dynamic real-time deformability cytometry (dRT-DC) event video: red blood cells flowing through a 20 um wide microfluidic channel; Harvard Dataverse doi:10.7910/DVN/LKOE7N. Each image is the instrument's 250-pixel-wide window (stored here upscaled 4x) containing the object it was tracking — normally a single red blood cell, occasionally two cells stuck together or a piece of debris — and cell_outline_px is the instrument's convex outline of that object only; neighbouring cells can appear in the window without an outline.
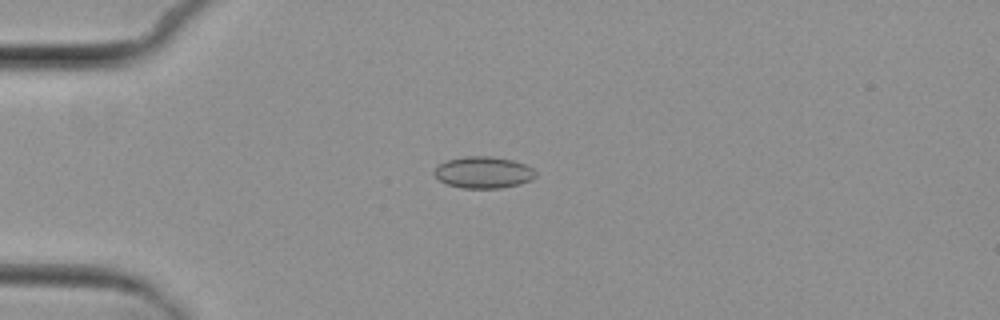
{"species": "common noctule bat (a hibernating species)", "species_latin": "Nyctalus noctula", "temperature_condition": "cold", "stored_images_in_passage": 5, "camera_frame_rate_fps": 3000, "um_per_image_px": 0.085, "animal": {"sex": "female", "body_mass_g": 29.2, "forearm_length_mm": 56.3}, "frame": {"image": 1, "passage_image": 5, "time_ms": 4.667, "image_size_px": [1000, 320], "cell_outline_px": [[536, 176], [532, 180], [520, 184], [500, 188], [460, 188], [448, 184], [440, 180], [432, 172], [440, 164], [448, 160], [464, 156], [488, 156], [512, 160], [524, 164], [532, 168], [536, 172]], "centroid_in_image_um": [41.1, 14.66], "position_along_channel_um": 43.9, "area_um2": 18.61}}